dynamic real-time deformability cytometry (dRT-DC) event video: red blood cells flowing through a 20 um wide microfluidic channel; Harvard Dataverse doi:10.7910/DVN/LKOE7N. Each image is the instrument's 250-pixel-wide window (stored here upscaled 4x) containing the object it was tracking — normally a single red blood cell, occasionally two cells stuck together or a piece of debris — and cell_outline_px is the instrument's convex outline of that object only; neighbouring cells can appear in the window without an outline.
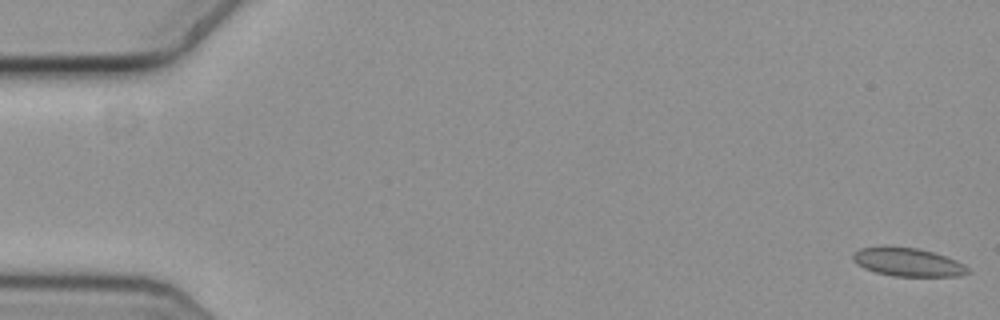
{"species": "common noctule bat (a hibernating species)", "species_latin": "Nyctalus noctula", "temperature_condition": "cold", "stored_images_in_passage": 10, "camera_frame_rate_fps": 3000, "um_per_image_px": 0.085, "animal": {"sex": "female", "body_mass_g": 19.3, "forearm_length_mm": 54.1}, "frame": {"image": 1, "passage_image": 1, "time_ms": 0.0, "image_size_px": [1000, 320], "cell_outline_px": [[972, 272], [960, 276], [892, 276], [876, 272], [864, 268], [856, 264], [852, 260], [852, 252], [860, 248], [880, 244], [884, 244], [920, 248], [956, 260], [964, 264]], "centroid_in_image_um": [77.1, 22.24], "position_along_channel_um": 7.9, "area_um2": 19.65}}